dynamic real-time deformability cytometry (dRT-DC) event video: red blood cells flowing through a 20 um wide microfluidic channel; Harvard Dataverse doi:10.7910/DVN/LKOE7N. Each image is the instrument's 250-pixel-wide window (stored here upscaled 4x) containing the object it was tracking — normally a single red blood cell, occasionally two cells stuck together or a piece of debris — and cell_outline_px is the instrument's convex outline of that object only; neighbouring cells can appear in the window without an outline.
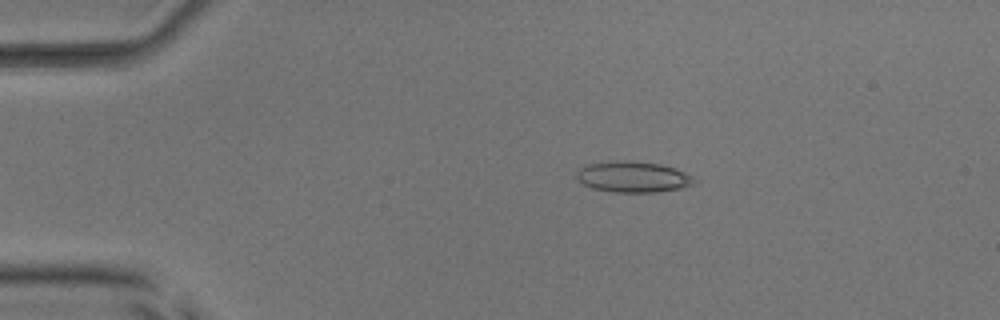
{"species": "common noctule bat (a hibernating species)", "species_latin": "Nyctalus noctula", "temperature_condition": "room temperature", "stored_images_in_passage": 46, "camera_frame_rate_fps": 3000, "um_per_image_px": 0.085, "animal": {"sex": "male", "body_mass_g": 17.9, "forearm_length_mm": 54.2}, "frame": {"image": 1, "passage_image": 4, "time_ms": 1.0, "image_size_px": [1000, 320], "cell_outline_px": [[696, 180], [692, 184], [680, 188], [656, 192], [612, 192], [592, 188], [584, 184], [576, 176], [576, 172], [580, 168], [588, 164], [620, 160], [660, 164], [684, 172], [692, 176]], "centroid_in_image_um": [53.78, 15.04], "position_along_channel_um": 31.2, "area_um2": 20.87}}
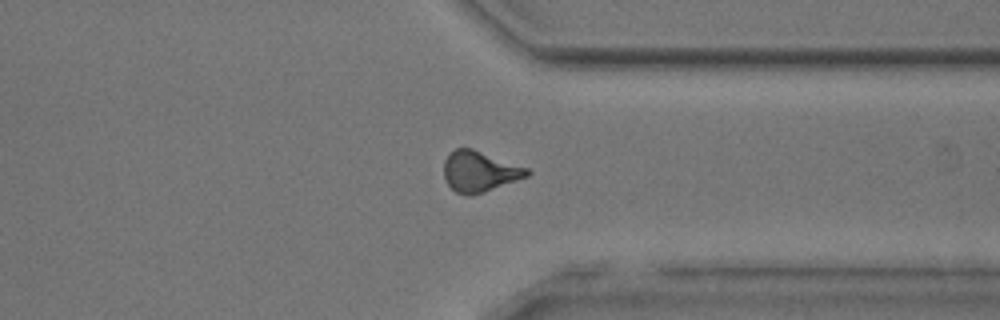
{"frame": {"image": 2, "passage_image": 34, "time_ms": 11.0, "image_size_px": [1000, 320], "cell_outline_px": [[532, 172], [528, 176], [484, 192], [472, 196], [468, 196], [456, 192], [444, 180], [444, 160], [448, 152], [456, 148], [472, 148], [528, 168]], "centroid_in_image_um": [40.74, 14.57], "position_along_channel_um": 370.7, "area_um2": 19.83}}
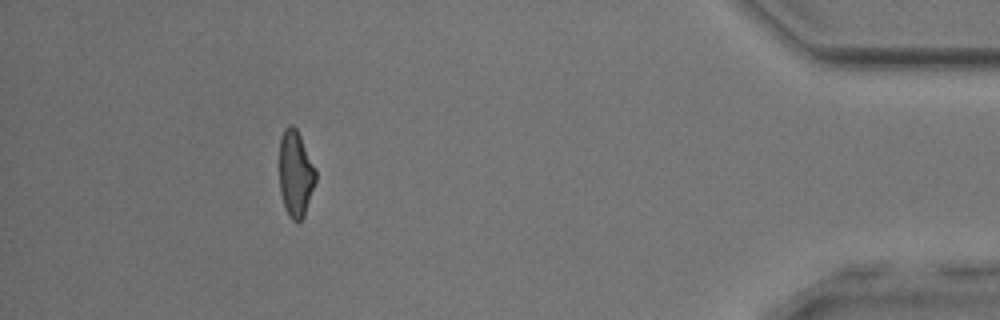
{"frame": {"image": 3, "passage_image": 41, "time_ms": 13.333, "image_size_px": [1000, 320], "cell_outline_px": [[316, 180], [304, 216], [300, 224], [296, 224], [288, 216], [284, 208], [280, 192], [280, 136], [284, 128], [288, 124], [292, 124], [296, 128], [316, 168]], "centroid_in_image_um": [25.12, 14.8], "position_along_channel_um": 410.1, "area_um2": 18.55}, "authors_computed_cell_mechanics": {"area_um2": 19.3341, "velocity_mm_per_s": 3.9873, "shape_relaxation_time_tau1_ms": null, "shape_relaxation_time_tau2_ms": 2.2746, "deformation_change_tau1": null, "deformation_change_tau2": 0.1122}}